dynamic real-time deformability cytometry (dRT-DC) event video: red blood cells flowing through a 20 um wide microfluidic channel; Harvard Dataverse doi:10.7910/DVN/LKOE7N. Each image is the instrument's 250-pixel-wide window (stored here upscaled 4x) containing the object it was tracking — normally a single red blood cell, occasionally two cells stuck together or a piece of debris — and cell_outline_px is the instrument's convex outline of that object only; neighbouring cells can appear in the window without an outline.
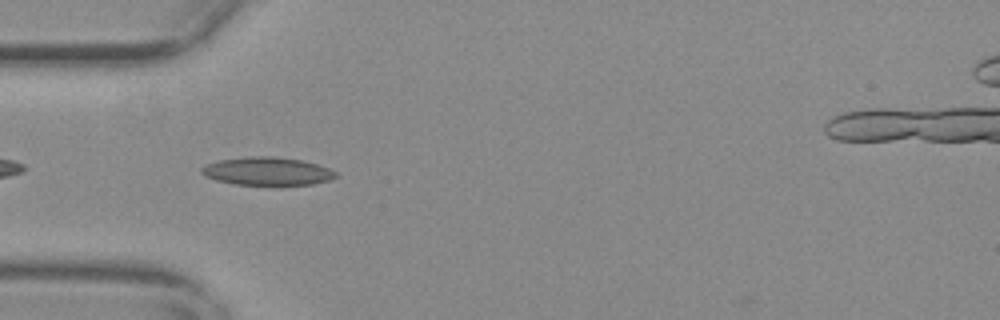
{"species": "common noctule bat (a hibernating species)", "species_latin": "Nyctalus noctula", "temperature_condition": "warm", "stored_images_in_passage": 41, "camera_frame_rate_fps": 3000, "um_per_image_px": 0.085, "animal": {"sex": "female", "body_mass_g": 29.2, "forearm_length_mm": 56.3}, "frame": {"image": 1, "passage_image": 3, "time_ms": 0.667, "image_size_px": [1000, 320], "cell_outline_px": [[336, 176], [328, 180], [312, 184], [280, 188], [276, 188], [236, 184], [216, 180], [200, 172], [200, 168], [208, 164], [220, 160], [248, 156], [272, 156], [300, 160], [316, 164], [328, 168], [336, 172]], "centroid_in_image_um": [22.73, 14.6], "position_along_channel_um": 62.3, "area_um2": 22.6}}
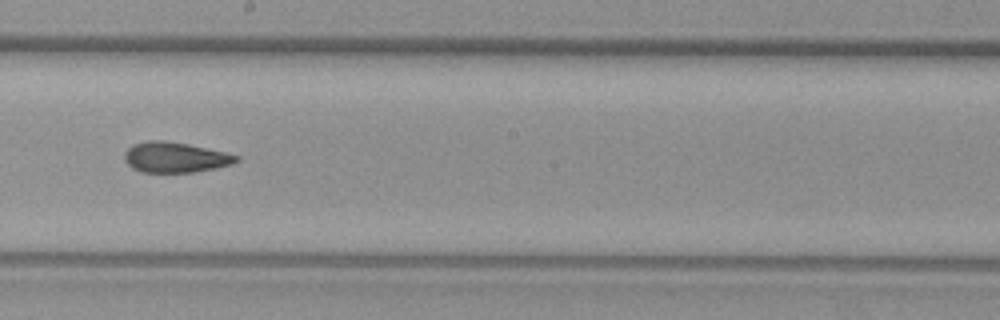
{"frame": {"image": 2, "passage_image": 17, "time_ms": 5.333, "image_size_px": [1000, 320], "cell_outline_px": [[240, 160], [232, 164], [216, 168], [196, 172], [140, 172], [132, 168], [124, 160], [124, 152], [132, 144], [148, 140], [160, 140], [188, 144], [224, 152], [240, 156]], "centroid_in_image_um": [14.88, 13.37], "position_along_channel_um": 233.3, "area_um2": 19.88}}
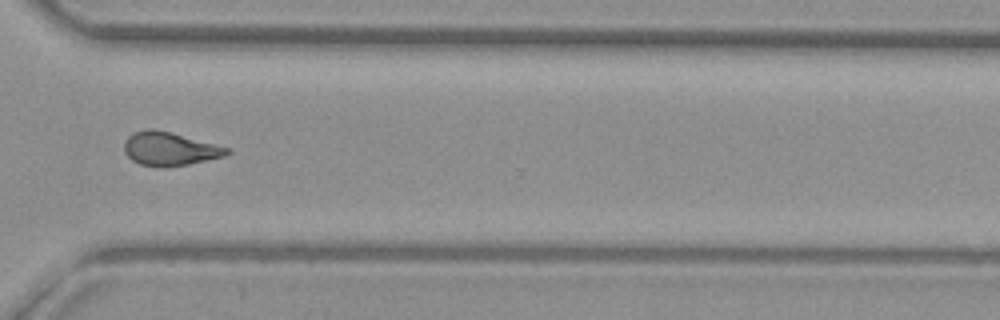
{"frame": {"image": 3, "passage_image": 27, "time_ms": 8.667, "image_size_px": [1000, 320], "cell_outline_px": [[232, 152], [224, 156], [188, 164], [164, 168], [156, 168], [140, 164], [132, 160], [124, 152], [124, 144], [128, 136], [132, 132], [148, 128], [152, 128], [232, 148]], "centroid_in_image_um": [14.41, 12.66], "position_along_channel_um": 356.2, "area_um2": 20.17}, "authors_computed_cell_mechanics": {"area_um2": 20.0566, "velocity_mm_per_s": 3.6893, "shape_relaxation_time_tau1_ms": null, "shape_relaxation_time_tau2_ms": 3.5258, "deformation_change_tau1": null, "deformation_change_tau2": 0.1099}}